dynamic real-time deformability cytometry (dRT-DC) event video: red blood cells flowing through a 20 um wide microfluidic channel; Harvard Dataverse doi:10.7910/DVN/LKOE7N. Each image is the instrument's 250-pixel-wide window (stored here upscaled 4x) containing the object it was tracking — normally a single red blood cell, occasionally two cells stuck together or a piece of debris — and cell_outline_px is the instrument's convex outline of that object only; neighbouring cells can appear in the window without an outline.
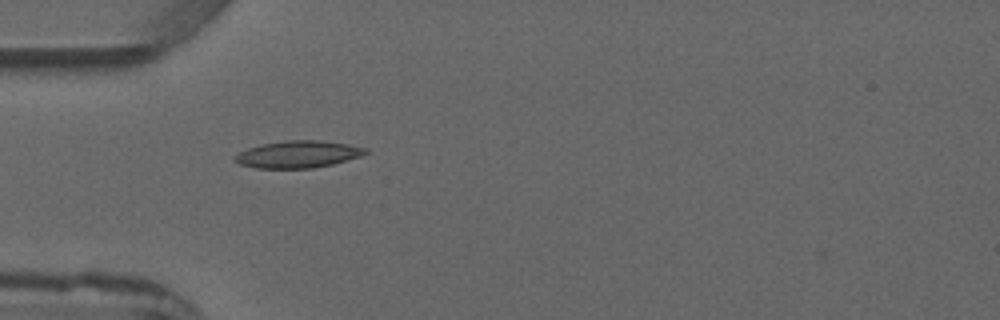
{"species": "common noctule bat (a hibernating species)", "species_latin": "Nyctalus noctula", "temperature_condition": "warm", "stored_images_in_passage": 5, "camera_frame_rate_fps": 3000, "um_per_image_px": 0.085, "animal": {"sex": "male", "forearm_length_mm": 52.5}, "frame": {"image": 1, "passage_image": 4, "time_ms": 3.333, "image_size_px": [1000, 320], "cell_outline_px": [[368, 152], [360, 156], [332, 164], [312, 168], [256, 168], [240, 164], [232, 160], [232, 156], [248, 148], [260, 144], [288, 140], [320, 140], [348, 144], [368, 148]], "centroid_in_image_um": [25.3, 13.11], "position_along_channel_um": 59.7, "area_um2": 20.63}}
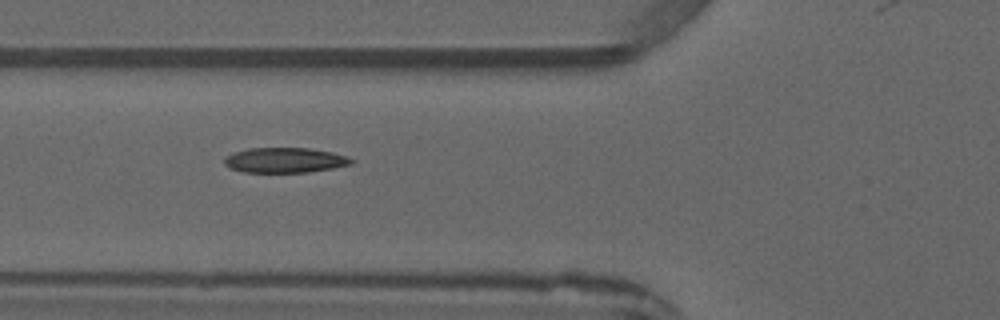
{"frame": {"image": 2, "passage_image": 5, "time_ms": 4.333, "image_size_px": [1000, 320], "cell_outline_px": [[356, 160], [352, 164], [332, 168], [308, 172], [244, 172], [232, 168], [224, 164], [224, 156], [232, 152], [248, 148], [308, 148], [332, 152], [348, 156]], "centroid_in_image_um": [24.22, 13.6], "position_along_channel_um": 101.6, "area_um2": 18.67}}